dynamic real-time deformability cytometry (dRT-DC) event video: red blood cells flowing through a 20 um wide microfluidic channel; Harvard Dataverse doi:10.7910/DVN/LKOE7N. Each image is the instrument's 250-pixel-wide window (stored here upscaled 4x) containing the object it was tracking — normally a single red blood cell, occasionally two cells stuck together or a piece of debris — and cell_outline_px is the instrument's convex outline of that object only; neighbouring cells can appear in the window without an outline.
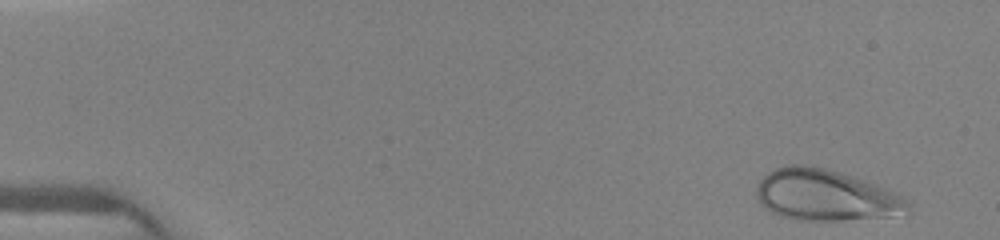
{"species": "human", "species_latin": "Homo sapiens", "temperature_condition": "warm", "stored_images_in_passage": 40, "camera_frame_rate_fps": 3000, "um_per_image_px": 0.085, "donor": {"sex": "female"}, "frame": {"image": 1, "passage_image": 1, "time_ms": 0.0, "image_size_px": [1000, 240], "cell_outline_px": [[912, 204], [908, 212], [904, 216], [844, 220], [796, 220], [780, 216], [772, 212], [760, 204], [756, 200], [756, 188], [760, 180], [768, 172], [776, 168], [788, 164], [812, 164], [840, 172], [876, 184], [896, 192], [908, 200]], "centroid_in_image_um": [70.22, 16.6], "position_along_channel_um": 14.8, "area_um2": 46.01}}
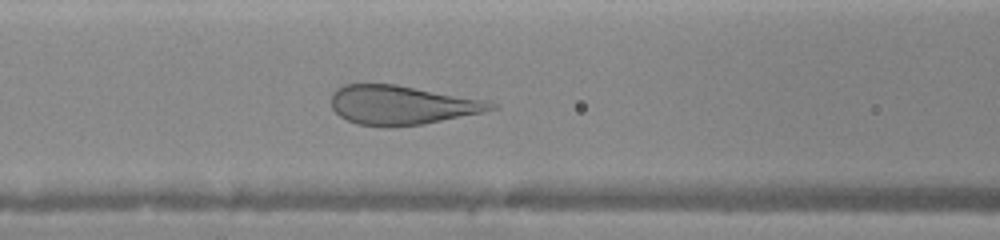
{"frame": {"image": 2, "passage_image": 30, "time_ms": 5.667, "image_size_px": [1000, 240], "cell_outline_px": [[500, 108], [484, 112], [424, 124], [392, 128], [384, 128], [356, 124], [340, 116], [332, 108], [332, 92], [336, 88], [344, 84], [396, 84], [492, 100]], "centroid_in_image_um": [34.21, 8.93], "position_along_channel_um": 132.4, "area_um2": 37.28}}
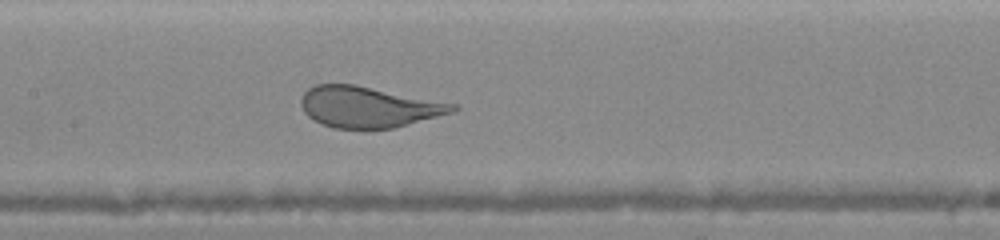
{"frame": {"image": 3, "passage_image": 37, "time_ms": 6.667, "image_size_px": [1000, 240], "cell_outline_px": [[460, 108], [452, 112], [392, 128], [332, 128], [312, 120], [304, 112], [300, 104], [300, 100], [304, 92], [308, 88], [316, 84], [356, 84], [456, 104]], "centroid_in_image_um": [31.26, 9.08], "position_along_channel_um": 176.1, "area_um2": 36.01}}